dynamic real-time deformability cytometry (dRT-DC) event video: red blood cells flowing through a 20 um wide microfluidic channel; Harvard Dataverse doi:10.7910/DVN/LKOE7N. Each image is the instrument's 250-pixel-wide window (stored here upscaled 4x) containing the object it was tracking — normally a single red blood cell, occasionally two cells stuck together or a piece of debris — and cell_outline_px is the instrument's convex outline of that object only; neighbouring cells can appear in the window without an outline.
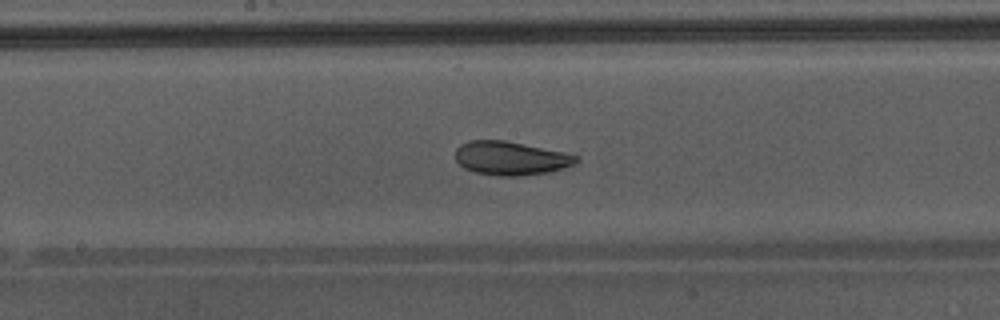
{"species": "Egyptian fruit bat (a non-hibernating species)", "species_latin": "Rousettus aegyptiacus", "temperature_condition": "warm", "stored_images_in_passage": 49, "camera_frame_rate_fps": 3000, "um_per_image_px": 0.085, "animal": {"sex": "male"}, "frame": {"image": 1, "passage_image": 28, "time_ms": 9.0, "image_size_px": [1000, 320], "cell_outline_px": [[580, 160], [564, 168], [548, 172], [520, 176], [496, 176], [476, 172], [464, 168], [456, 160], [456, 148], [460, 144], [468, 140], [504, 140], [580, 156]], "centroid_in_image_um": [43.38, 13.45], "position_along_channel_um": 204.8, "area_um2": 23.58}, "authors_computed_cell_mechanics": {"area_um2": 27.9174, "velocity_mm_per_s": 4.3005, "shape_relaxation_time_tau1_ms": 4.811, "shape_relaxation_time_tau2_ms": 0.9343, "deformation_change_tau1": 0.1486, "deformation_change_tau2": 0.0359}}